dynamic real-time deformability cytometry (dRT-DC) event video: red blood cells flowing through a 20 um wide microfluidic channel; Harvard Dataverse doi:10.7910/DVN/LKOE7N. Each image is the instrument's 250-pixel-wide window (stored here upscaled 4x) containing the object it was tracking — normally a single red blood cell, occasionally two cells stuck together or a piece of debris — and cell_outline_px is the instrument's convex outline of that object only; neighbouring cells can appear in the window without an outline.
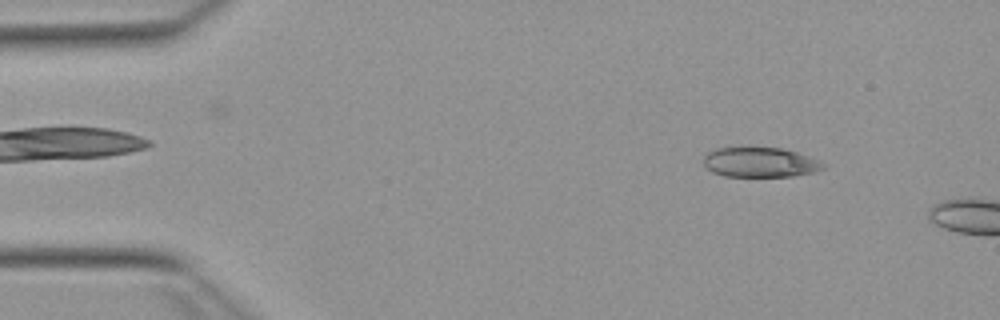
{"species": "Egyptian fruit bat (a non-hibernating species)", "species_latin": "Rousettus aegyptiacus", "temperature_condition": "warm", "stored_images_in_passage": 14, "camera_frame_rate_fps": 3000, "um_per_image_px": 0.085, "animal": {"sex": "female"}, "frame": {"image": 1, "passage_image": 5, "time_ms": 1.333, "image_size_px": [1000, 320], "cell_outline_px": [[824, 168], [812, 172], [792, 176], [724, 176], [712, 172], [704, 164], [704, 156], [708, 152], [716, 148], [780, 148], [796, 152], [820, 160], [824, 164]], "centroid_in_image_um": [64.6, 13.8], "position_along_channel_um": 20.4, "area_um2": 20.52}}